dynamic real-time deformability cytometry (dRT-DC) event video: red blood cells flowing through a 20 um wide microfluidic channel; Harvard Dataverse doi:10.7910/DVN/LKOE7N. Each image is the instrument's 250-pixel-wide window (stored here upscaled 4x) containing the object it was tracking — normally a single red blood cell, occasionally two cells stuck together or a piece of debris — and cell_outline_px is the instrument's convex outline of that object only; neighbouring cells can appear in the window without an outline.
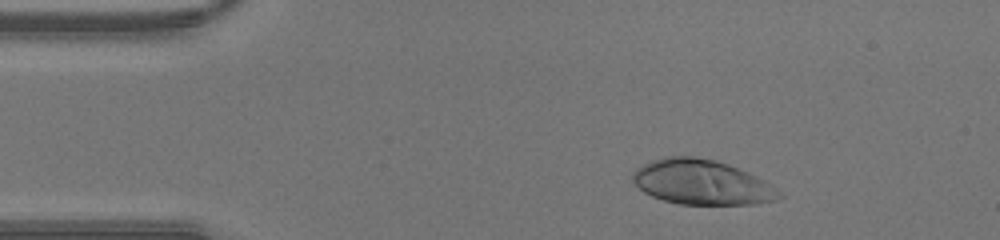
{"species": "human", "species_latin": "Homo sapiens", "temperature_condition": "warm", "stored_images_in_passage": 31, "camera_frame_rate_fps": 3000, "um_per_image_px": 0.085, "donor": {"sex": "male"}, "frame": {"image": 1, "passage_image": 1, "time_ms": 0.0, "image_size_px": [1000, 240], "cell_outline_px": [[784, 196], [776, 200], [752, 204], [680, 204], [664, 200], [652, 196], [644, 192], [632, 180], [632, 172], [636, 168], [652, 160], [668, 156], [696, 156], [716, 160], [728, 164], [748, 172], [764, 180], [780, 192]], "centroid_in_image_um": [59.64, 15.48], "position_along_channel_um": 25.4, "area_um2": 38.15}}
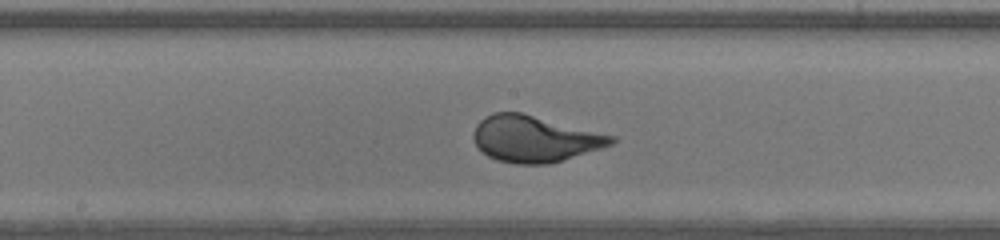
{"frame": {"image": 2, "passage_image": 17, "time_ms": 5.333, "image_size_px": [1000, 240], "cell_outline_px": [[616, 140], [612, 144], [600, 148], [548, 164], [516, 164], [496, 160], [488, 156], [476, 144], [472, 136], [472, 132], [476, 124], [484, 116], [492, 112], [520, 112], [616, 136]], "centroid_in_image_um": [45.4, 11.79], "position_along_channel_um": 202.8, "area_um2": 36.99}}
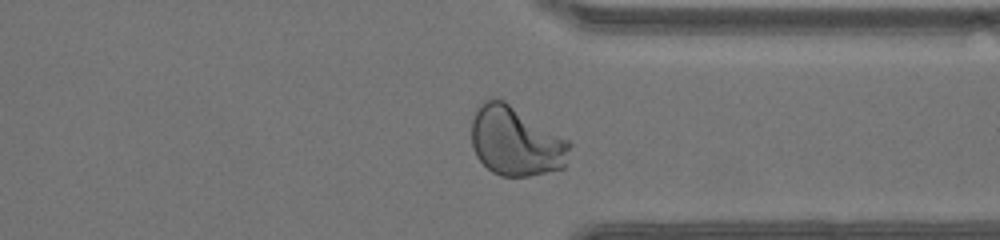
{"frame": {"image": 3, "passage_image": 28, "time_ms": 9.0, "image_size_px": [1000, 240], "cell_outline_px": [[572, 144], [564, 168], [528, 176], [500, 176], [492, 172], [476, 156], [472, 148], [472, 120], [476, 108], [484, 100], [492, 96], [504, 100], [568, 140]], "centroid_in_image_um": [43.82, 12.0], "position_along_channel_um": 367.6, "area_um2": 39.71}}